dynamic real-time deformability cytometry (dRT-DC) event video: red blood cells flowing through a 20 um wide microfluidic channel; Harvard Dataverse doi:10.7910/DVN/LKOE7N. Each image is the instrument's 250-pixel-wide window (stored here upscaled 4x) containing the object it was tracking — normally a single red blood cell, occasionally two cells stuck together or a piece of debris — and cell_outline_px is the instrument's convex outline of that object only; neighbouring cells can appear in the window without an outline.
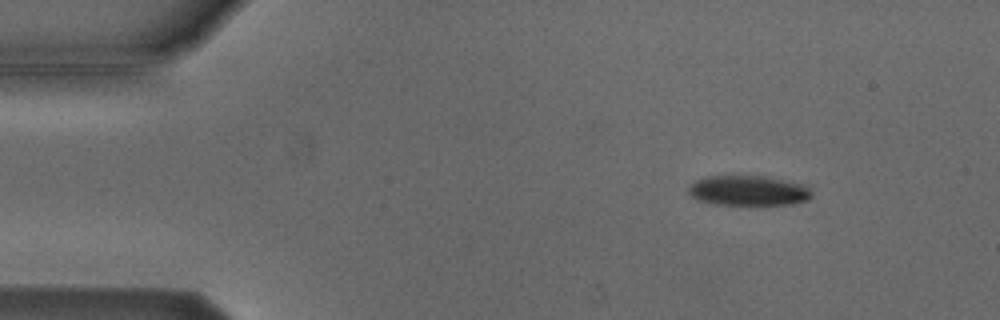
{"species": "Egyptian fruit bat (a non-hibernating species)", "species_latin": "Rousettus aegyptiacus", "temperature_condition": "cold", "stored_images_in_passage": 4, "camera_frame_rate_fps": 3000, "um_per_image_px": 0.085, "animal": {"sex": "male"}, "frame": {"image": 1, "passage_image": 2, "time_ms": 1.0, "image_size_px": [1000, 320], "cell_outline_px": [[812, 196], [808, 200], [792, 204], [748, 208], [712, 204], [696, 200], [688, 192], [688, 188], [696, 180], [704, 176], [764, 176], [800, 184], [808, 188], [812, 192]], "centroid_in_image_um": [63.58, 16.27], "position_along_channel_um": 21.4, "area_um2": 22.54}}